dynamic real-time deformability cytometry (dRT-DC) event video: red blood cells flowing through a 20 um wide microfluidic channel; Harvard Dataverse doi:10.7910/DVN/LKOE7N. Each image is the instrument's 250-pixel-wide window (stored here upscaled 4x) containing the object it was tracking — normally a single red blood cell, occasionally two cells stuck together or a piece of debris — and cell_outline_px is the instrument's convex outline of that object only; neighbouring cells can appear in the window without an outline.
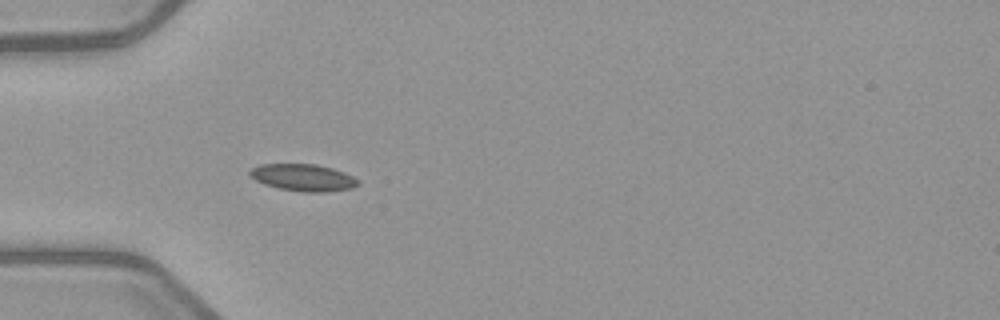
{"species": "common noctule bat (a hibernating species)", "species_latin": "Nyctalus noctula", "temperature_condition": "warm", "stored_images_in_passage": 4, "camera_frame_rate_fps": 3000, "um_per_image_px": 0.085, "animal": {"sex": "female", "body_mass_g": 21.9}, "frame": {"image": 1, "passage_image": 4, "time_ms": 3.667, "image_size_px": [1000, 320], "cell_outline_px": [[360, 184], [352, 188], [324, 192], [304, 192], [280, 188], [264, 184], [248, 176], [248, 172], [252, 168], [260, 164], [316, 164], [332, 168], [344, 172], [360, 180]], "centroid_in_image_um": [25.77, 15.09], "position_along_channel_um": 59.2, "area_um2": 17.05}}